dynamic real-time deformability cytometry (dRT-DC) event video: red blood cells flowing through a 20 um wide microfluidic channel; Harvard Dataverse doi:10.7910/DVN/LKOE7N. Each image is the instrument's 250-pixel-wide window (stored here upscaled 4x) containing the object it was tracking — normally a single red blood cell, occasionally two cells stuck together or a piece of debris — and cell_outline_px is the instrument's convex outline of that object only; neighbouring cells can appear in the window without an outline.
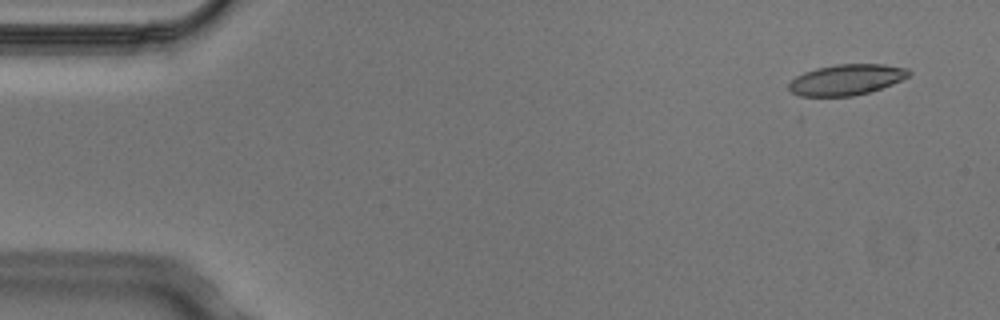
{"species": "Egyptian fruit bat (a non-hibernating species)", "species_latin": "Rousettus aegyptiacus", "temperature_condition": "cold", "stored_images_in_passage": 4, "camera_frame_rate_fps": 3000, "um_per_image_px": 0.085, "animal": {"sex": "male"}, "frame": {"image": 1, "passage_image": 1, "time_ms": 0.0, "image_size_px": [1000, 320], "cell_outline_px": [[912, 72], [908, 76], [892, 84], [868, 92], [852, 96], [800, 96], [792, 92], [788, 88], [788, 84], [796, 76], [804, 72], [816, 68], [836, 64], [884, 64], [908, 68]], "centroid_in_image_um": [71.94, 6.76], "position_along_channel_um": 13.1, "area_um2": 21.44}}
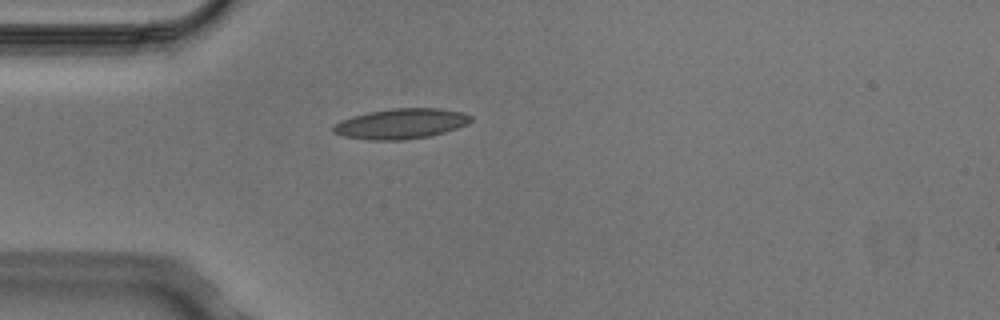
{"frame": {"image": 2, "passage_image": 4, "time_ms": 1.0, "image_size_px": [1000, 320], "cell_outline_px": [[472, 120], [468, 124], [444, 132], [428, 136], [404, 140], [368, 140], [344, 136], [332, 132], [332, 124], [340, 120], [352, 116], [368, 112], [392, 108], [440, 108], [464, 112], [472, 116]], "centroid_in_image_um": [34.06, 10.51], "position_along_channel_um": 50.9, "area_um2": 24.45}}